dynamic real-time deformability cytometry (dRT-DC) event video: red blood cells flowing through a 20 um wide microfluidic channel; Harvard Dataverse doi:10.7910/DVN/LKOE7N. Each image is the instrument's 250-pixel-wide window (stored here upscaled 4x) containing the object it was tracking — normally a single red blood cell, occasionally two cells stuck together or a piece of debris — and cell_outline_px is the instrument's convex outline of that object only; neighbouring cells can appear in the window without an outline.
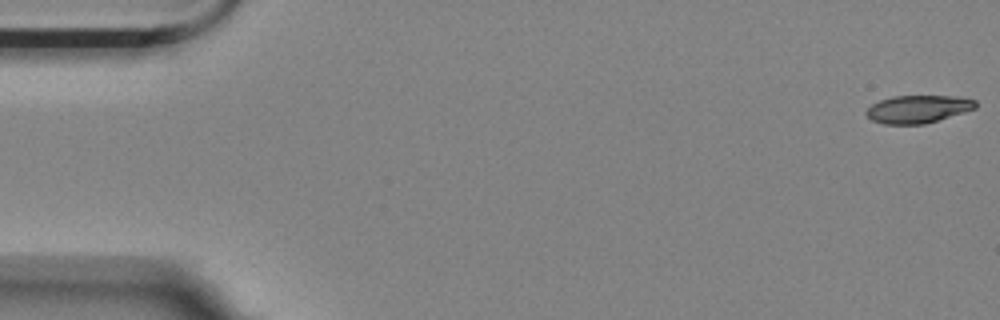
{"species": "Egyptian fruit bat (a non-hibernating species)", "species_latin": "Rousettus aegyptiacus", "temperature_condition": "room temperature", "stored_images_in_passage": 57, "camera_frame_rate_fps": 3000, "um_per_image_px": 0.085, "animal": {"sex": "female"}, "frame": {"image": 1, "passage_image": 1, "time_ms": 0.0, "image_size_px": [1000, 320], "cell_outline_px": [[976, 108], [964, 112], [924, 124], [884, 124], [872, 120], [864, 112], [872, 104], [880, 100], [892, 96], [956, 96], [976, 100]], "centroid_in_image_um": [78.01, 9.27], "position_along_channel_um": 7.0, "area_um2": 17.57}}
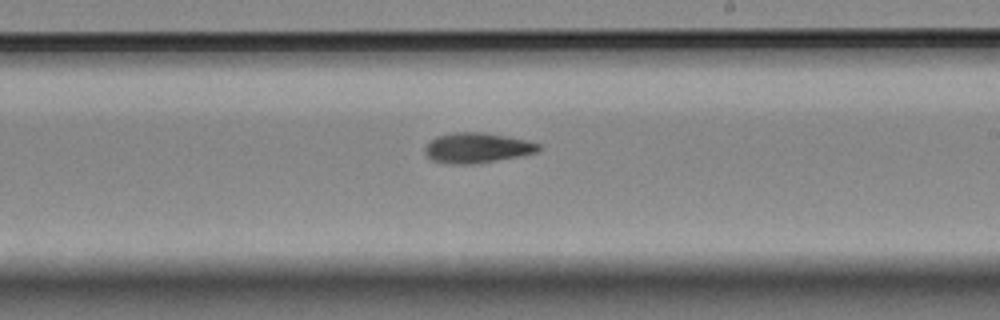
{"frame": {"image": 2, "passage_image": 33, "time_ms": 10.667, "image_size_px": [1000, 320], "cell_outline_px": [[540, 148], [536, 152], [520, 156], [476, 164], [452, 164], [432, 160], [424, 152], [424, 148], [436, 136], [452, 132], [484, 132], [508, 136], [540, 144]], "centroid_in_image_um": [40.54, 12.56], "position_along_channel_um": 248.5, "area_um2": 19.94}}
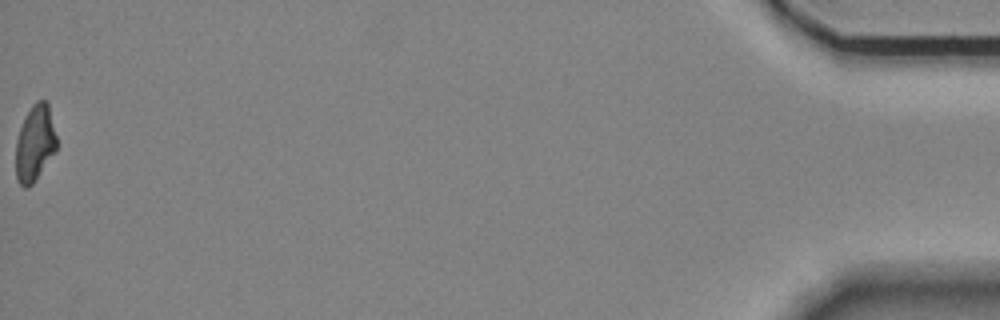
{"frame": {"image": 3, "passage_image": 57, "time_ms": 18.667, "image_size_px": [1000, 320], "cell_outline_px": [[56, 152], [32, 184], [24, 188], [20, 184], [16, 176], [16, 140], [24, 116], [32, 104], [36, 100], [44, 100], [48, 104], [56, 136]], "centroid_in_image_um": [2.96, 12.17], "position_along_channel_um": 432.2, "area_um2": 18.09}}